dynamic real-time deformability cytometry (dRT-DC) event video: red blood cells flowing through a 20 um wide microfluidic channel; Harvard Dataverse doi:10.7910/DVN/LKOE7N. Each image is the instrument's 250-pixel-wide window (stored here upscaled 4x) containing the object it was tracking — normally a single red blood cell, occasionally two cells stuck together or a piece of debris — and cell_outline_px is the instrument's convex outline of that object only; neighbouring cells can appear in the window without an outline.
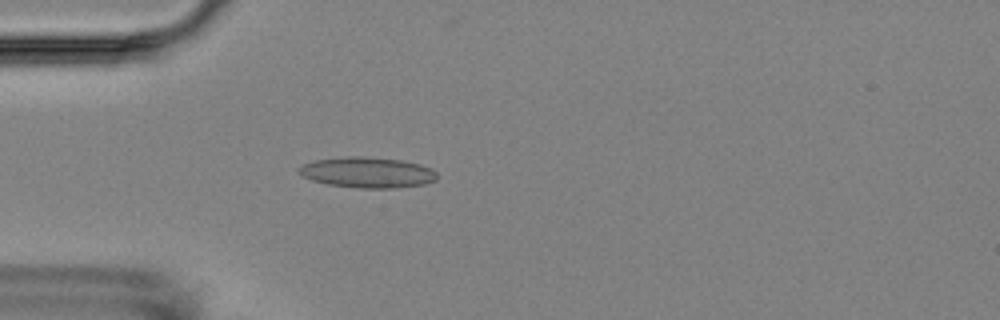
{"species": "Egyptian fruit bat (a non-hibernating species)", "species_latin": "Rousettus aegyptiacus", "temperature_condition": "room temperature", "stored_images_in_passage": 2, "camera_frame_rate_fps": 3000, "um_per_image_px": 0.085, "animal": {"sex": "female"}, "frame": {"image": 1, "passage_image": 2, "time_ms": 1.333, "image_size_px": [1000, 320], "cell_outline_px": [[436, 180], [424, 184], [396, 188], [360, 188], [328, 184], [312, 180], [296, 172], [296, 168], [304, 164], [316, 160], [348, 156], [360, 156], [400, 160], [420, 164], [432, 168], [436, 172]], "centroid_in_image_um": [31.23, 14.66], "position_along_channel_um": 53.8, "area_um2": 24.62}}